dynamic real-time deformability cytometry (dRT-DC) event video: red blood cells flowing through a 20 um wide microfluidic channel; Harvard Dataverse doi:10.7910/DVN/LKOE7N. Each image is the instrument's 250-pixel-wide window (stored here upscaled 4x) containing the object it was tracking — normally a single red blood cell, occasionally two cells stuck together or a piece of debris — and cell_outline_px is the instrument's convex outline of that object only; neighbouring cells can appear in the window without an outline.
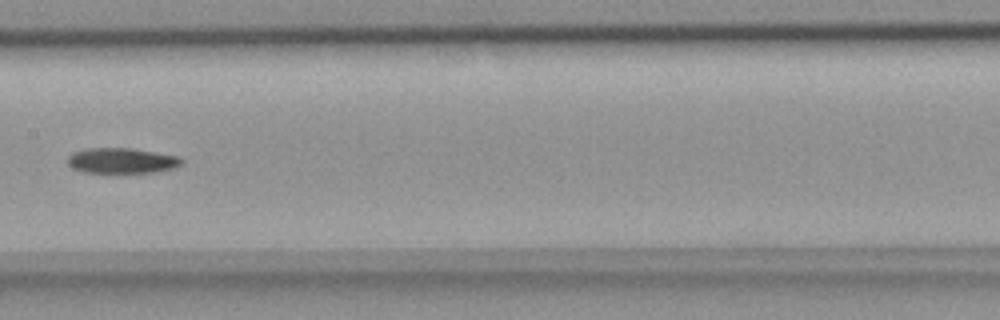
{"species": "common noctule bat (a hibernating species)", "species_latin": "Nyctalus noctula", "temperature_condition": "room temperature", "stored_images_in_passage": 8, "camera_frame_rate_fps": 3000, "um_per_image_px": 0.085, "animal": {"sex": "female", "body_mass_g": 18.4}, "frame": {"image": 1, "passage_image": 7, "time_ms": 2.0, "image_size_px": [1000, 320], "cell_outline_px": [[184, 160], [180, 164], [172, 168], [152, 172], [84, 172], [72, 168], [68, 164], [68, 156], [72, 152], [84, 148], [132, 148], [180, 156]], "centroid_in_image_um": [10.32, 13.63], "position_along_channel_um": 197.1, "area_um2": 16.82}}
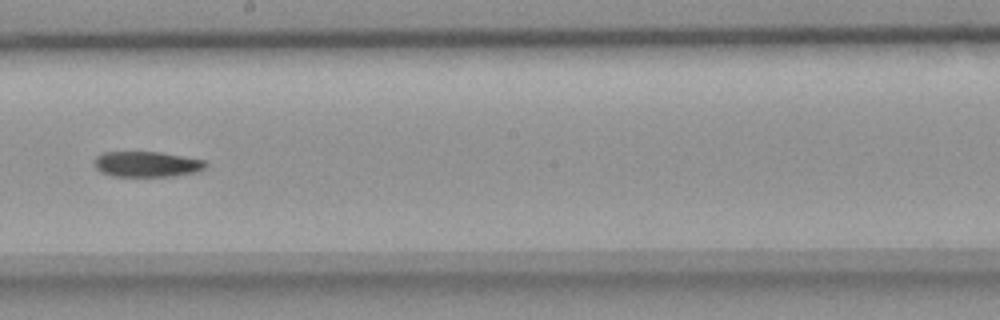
{"frame": {"image": 2, "passage_image": 8, "time_ms": 2.333, "image_size_px": [1000, 320], "cell_outline_px": [[208, 164], [204, 168], [196, 172], [172, 176], [112, 176], [100, 172], [96, 168], [92, 160], [100, 152], [160, 152], [204, 160]], "centroid_in_image_um": [12.42, 13.95], "position_along_channel_um": 235.8, "area_um2": 16.65}}